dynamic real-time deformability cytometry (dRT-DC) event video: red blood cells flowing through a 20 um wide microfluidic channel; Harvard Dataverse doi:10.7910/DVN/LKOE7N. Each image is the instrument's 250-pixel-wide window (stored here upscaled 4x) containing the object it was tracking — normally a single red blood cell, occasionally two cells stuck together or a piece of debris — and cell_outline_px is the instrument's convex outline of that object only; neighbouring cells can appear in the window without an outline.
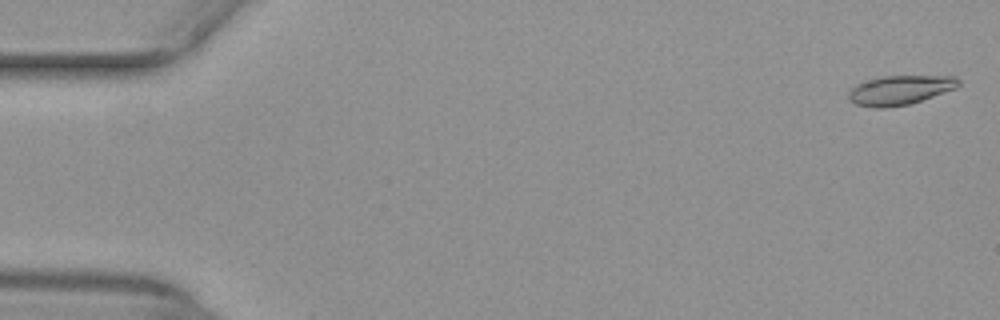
{"species": "common noctule bat (a hibernating species)", "species_latin": "Nyctalus noctula", "temperature_condition": "warm", "stored_images_in_passage": 53, "camera_frame_rate_fps": 3000, "um_per_image_px": 0.085, "animal": {"sex": "female", "body_mass_g": 29.2, "forearm_length_mm": 56.3}, "frame": {"image": 1, "passage_image": 2, "time_ms": 0.333, "image_size_px": [1000, 320], "cell_outline_px": [[960, 84], [956, 88], [908, 104], [884, 108], [876, 108], [856, 104], [848, 100], [848, 92], [856, 84], [868, 80], [884, 76], [956, 76], [960, 80]], "centroid_in_image_um": [76.48, 7.65], "position_along_channel_um": 8.5, "area_um2": 18.61}}
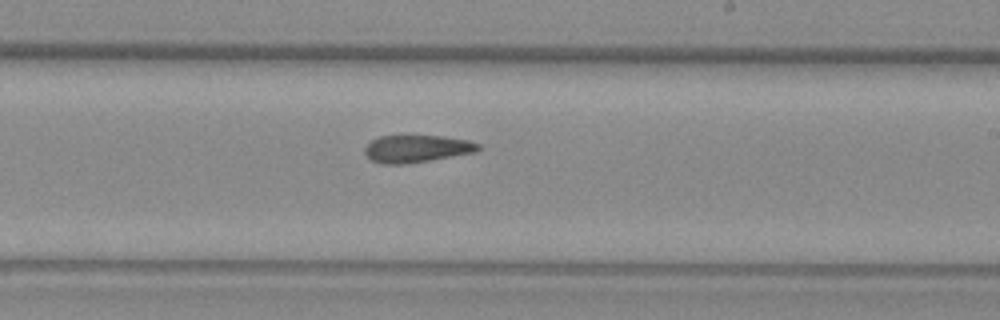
{"frame": {"image": 2, "passage_image": 32, "time_ms": 10.333, "image_size_px": [1000, 320], "cell_outline_px": [[480, 148], [476, 152], [432, 160], [408, 164], [380, 164], [372, 160], [364, 152], [364, 148], [372, 140], [380, 136], [440, 136], [468, 140], [480, 144]], "centroid_in_image_um": [35.42, 12.65], "position_along_channel_um": 253.6, "area_um2": 18.09}}
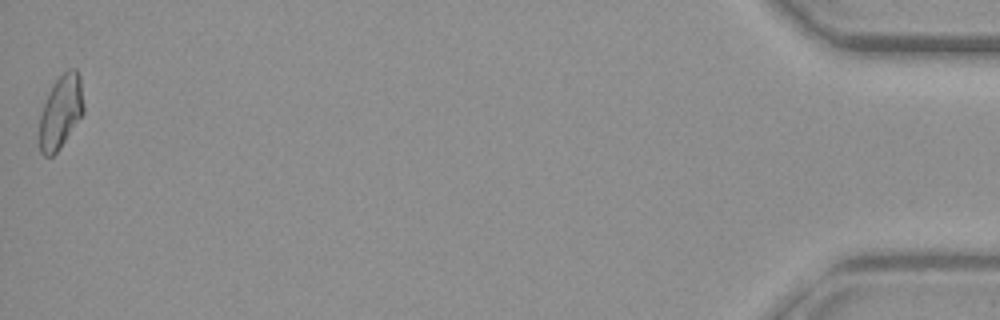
{"frame": {"image": 3, "passage_image": 53, "time_ms": 17.333, "image_size_px": [1000, 320], "cell_outline_px": [[84, 112], [60, 148], [52, 156], [44, 156], [40, 152], [40, 112], [48, 92], [52, 84], [68, 68], [76, 68], [80, 76], [84, 108]], "centroid_in_image_um": [5.16, 9.48], "position_along_channel_um": 430.0, "area_um2": 18.9}, "authors_computed_cell_mechanics": {"area_um2": 18.8428, "velocity_mm_per_s": 3.9813, "shape_relaxation_time_tau1_ms": null, "shape_relaxation_time_tau2_ms": 9.3191, "deformation_change_tau1": null, "deformation_change_tau2": 0.2057}}